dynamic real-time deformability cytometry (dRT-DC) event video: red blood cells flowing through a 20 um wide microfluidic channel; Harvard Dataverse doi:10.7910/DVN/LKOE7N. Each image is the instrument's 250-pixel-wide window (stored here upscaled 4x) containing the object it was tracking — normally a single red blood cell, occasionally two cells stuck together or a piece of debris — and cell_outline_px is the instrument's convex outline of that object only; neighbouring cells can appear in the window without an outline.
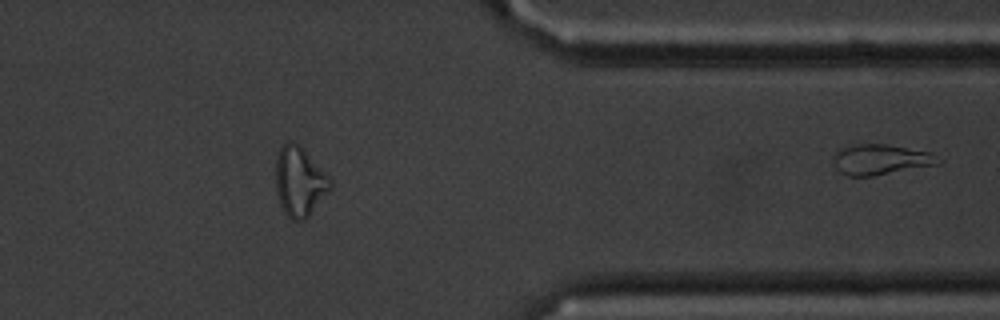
{"species": "common noctule bat (a hibernating species)", "species_latin": "Nyctalus noctula", "temperature_condition": "cold", "stored_images_in_passage": 44, "segment_of_instrument_passage": [2, 2], "camera_frame_rate_fps": 3000, "um_per_image_px": 0.085, "animal": {"sex": "male", "body_mass_g": 20.1, "forearm_length_mm": 53.5}, "frame": {"image": 1, "passage_image": 44, "time_ms": 14.333, "image_size_px": [1000, 320], "cell_outline_px": [[944, 160], [940, 164], [872, 176], [848, 176], [840, 172], [836, 168], [832, 160], [832, 156], [836, 152], [844, 148], [856, 144], [888, 144], [932, 152]], "centroid_in_image_um": [74.91, 13.56], "position_along_channel_um": 336.5, "area_um2": 18.79}}